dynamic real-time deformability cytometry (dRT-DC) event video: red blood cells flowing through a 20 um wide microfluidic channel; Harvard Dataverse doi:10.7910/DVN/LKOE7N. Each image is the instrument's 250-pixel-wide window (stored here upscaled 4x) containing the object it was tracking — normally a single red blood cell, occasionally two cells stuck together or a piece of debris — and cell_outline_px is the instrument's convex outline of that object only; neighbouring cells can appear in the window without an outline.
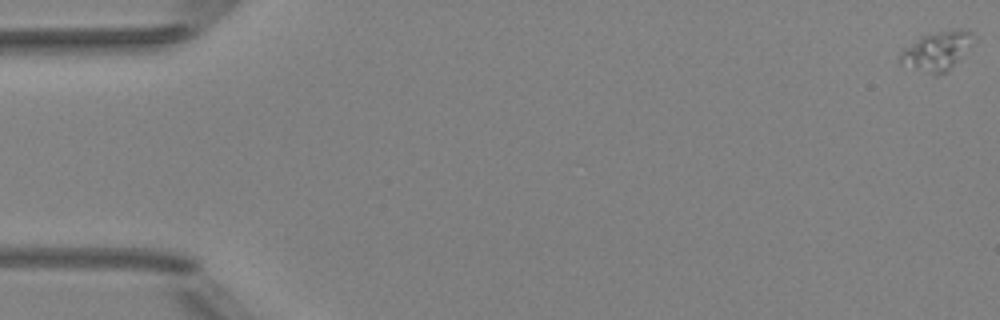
{"species": "Egyptian fruit bat (a non-hibernating species)", "species_latin": "Rousettus aegyptiacus", "temperature_condition": "room temperature", "stored_images_in_passage": 52, "camera_frame_rate_fps": 3000, "um_per_image_px": 0.085, "animal": {"sex": "female"}, "frame": {"image": 1, "passage_image": 1, "time_ms": 0.0, "image_size_px": [1000, 320], "cell_outline_px": [[972, 32], [968, 44], [956, 60], [940, 76], [936, 76], [900, 64], [900, 52], [904, 48], [920, 36], [936, 32], [960, 28]], "centroid_in_image_um": [79.51, 4.33], "position_along_channel_um": 5.5, "area_um2": 15.84}}
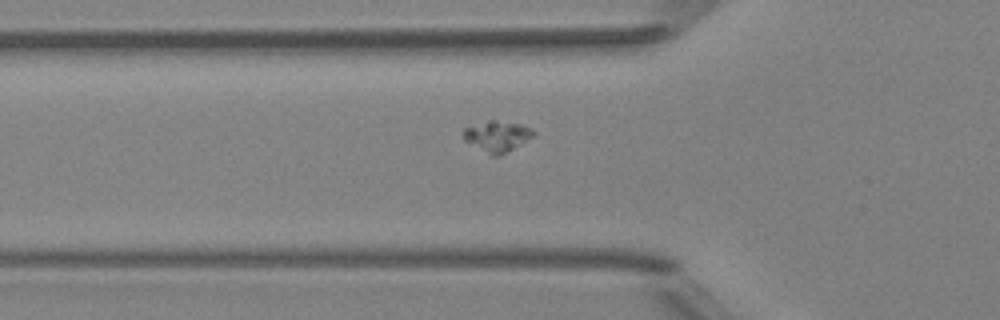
{"frame": {"image": 2, "passage_image": 19, "time_ms": 6.0, "image_size_px": [1000, 320], "cell_outline_px": [[536, 132], [532, 136], [500, 156], [492, 156], [464, 140], [464, 128], [488, 120], [496, 120], [520, 124], [532, 128]], "centroid_in_image_um": [42.25, 11.57], "position_along_channel_um": 83.6, "area_um2": 12.31}}
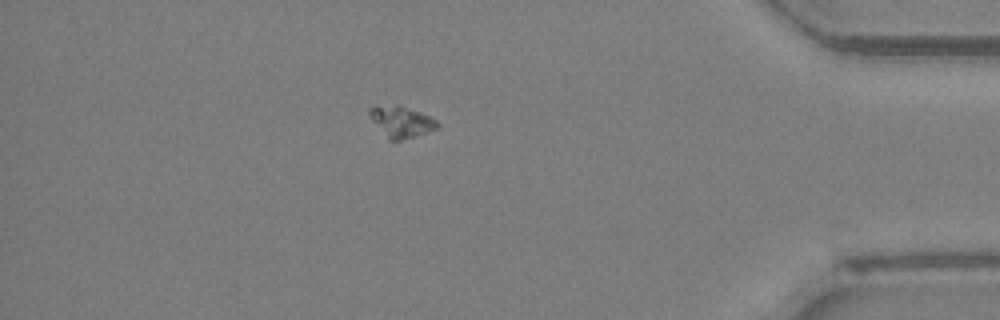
{"frame": {"image": 3, "passage_image": 46, "time_ms": 15.0, "image_size_px": [1000, 320], "cell_outline_px": [[440, 124], [436, 128], [428, 132], [400, 140], [388, 140], [368, 116], [368, 108], [396, 104], [400, 104], [420, 112], [436, 120]], "centroid_in_image_um": [34.08, 10.34], "position_along_channel_um": 401.1, "area_um2": 12.31}}